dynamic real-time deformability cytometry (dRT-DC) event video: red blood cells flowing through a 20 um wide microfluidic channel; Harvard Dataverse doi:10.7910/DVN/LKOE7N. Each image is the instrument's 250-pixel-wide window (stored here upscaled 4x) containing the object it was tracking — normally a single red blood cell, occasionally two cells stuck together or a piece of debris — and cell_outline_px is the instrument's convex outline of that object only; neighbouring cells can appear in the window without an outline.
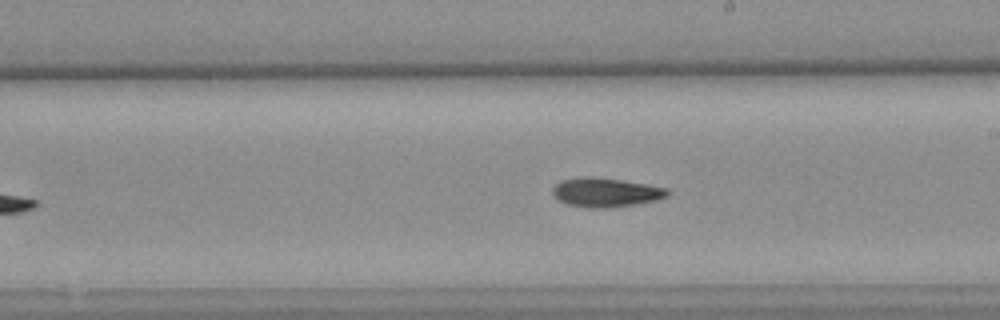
{"species": "common noctule bat (a hibernating species)", "species_latin": "Nyctalus noctula", "temperature_condition": "warm", "stored_images_in_passage": 27, "camera_frame_rate_fps": 3000, "um_per_image_px": 0.085, "animal": {"sex": "female", "body_mass_g": 25.1}, "frame": {"image": 1, "passage_image": 16, "time_ms": 5.0, "image_size_px": [1000, 320], "cell_outline_px": [[668, 196], [656, 200], [636, 204], [608, 208], [588, 208], [568, 204], [560, 200], [552, 192], [552, 188], [560, 180], [584, 176], [592, 176], [620, 180], [668, 188]], "centroid_in_image_um": [51.47, 16.35], "position_along_channel_um": 237.5, "area_um2": 19.36}}
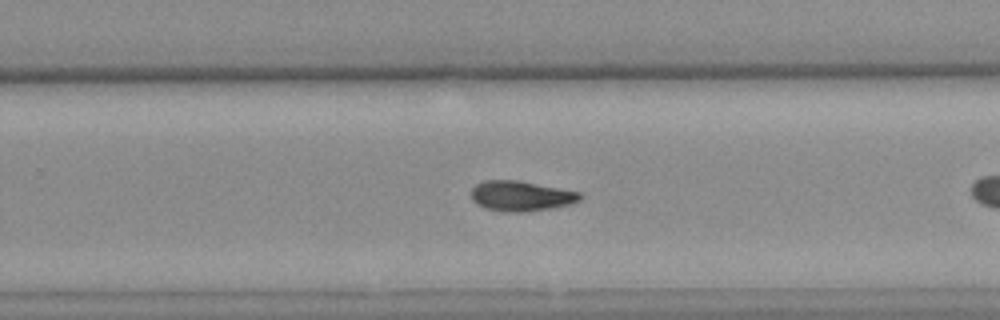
{"frame": {"image": 2, "passage_image": 20, "time_ms": 6.333, "image_size_px": [1000, 320], "cell_outline_px": [[584, 196], [580, 200], [568, 204], [528, 212], [504, 212], [484, 208], [476, 204], [472, 200], [472, 188], [476, 184], [484, 180], [516, 180], [580, 192]], "centroid_in_image_um": [44.25, 16.66], "position_along_channel_um": 285.6, "area_um2": 19.07}, "authors_computed_cell_mechanics": {"area_um2": 19.0162, "velocity_mm_per_s": 3.6057, "shape_relaxation_time_tau1_ms": null, "shape_relaxation_time_tau2_ms": 9.9933, "deformation_change_tau1": null, "deformation_change_tau2": 0.176}}